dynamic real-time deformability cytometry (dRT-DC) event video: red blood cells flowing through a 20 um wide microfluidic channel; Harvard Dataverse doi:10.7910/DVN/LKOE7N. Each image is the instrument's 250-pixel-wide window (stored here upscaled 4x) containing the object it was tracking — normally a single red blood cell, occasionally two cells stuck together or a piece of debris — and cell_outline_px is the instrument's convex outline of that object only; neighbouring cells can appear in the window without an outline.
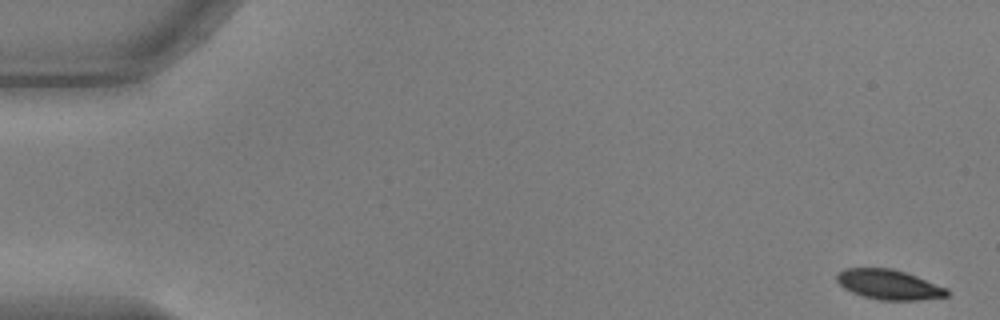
{"species": "common noctule bat (a hibernating species)", "species_latin": "Nyctalus noctula", "temperature_condition": "warm", "stored_images_in_passage": 54, "camera_frame_rate_fps": 3000, "um_per_image_px": 0.085, "animal": {"sex": "male", "body_mass_g": 17.9, "forearm_length_mm": 54.2}, "frame": {"image": 1, "passage_image": 1, "time_ms": 0.0, "image_size_px": [1000, 320], "cell_outline_px": [[948, 296], [916, 300], [880, 300], [864, 296], [852, 292], [844, 288], [836, 280], [836, 276], [844, 268], [892, 268], [916, 276], [948, 288]], "centroid_in_image_um": [75.55, 24.18], "position_along_channel_um": 9.4, "area_um2": 19.02}}
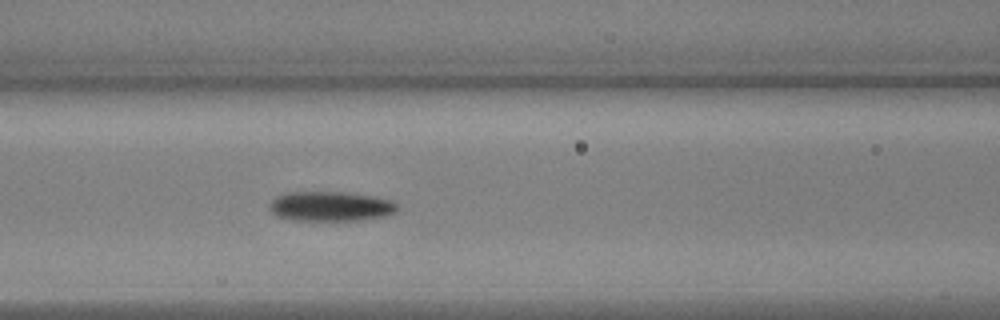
{"frame": {"image": 2, "passage_image": 23, "time_ms": 7.333, "image_size_px": [1000, 320], "cell_outline_px": [[400, 208], [396, 212], [388, 216], [356, 220], [296, 220], [280, 216], [272, 212], [268, 208], [268, 204], [276, 196], [284, 192], [344, 192], [372, 196], [392, 200], [400, 204]], "centroid_in_image_um": [28.15, 17.53], "position_along_channel_um": 138.5, "area_um2": 22.31}}
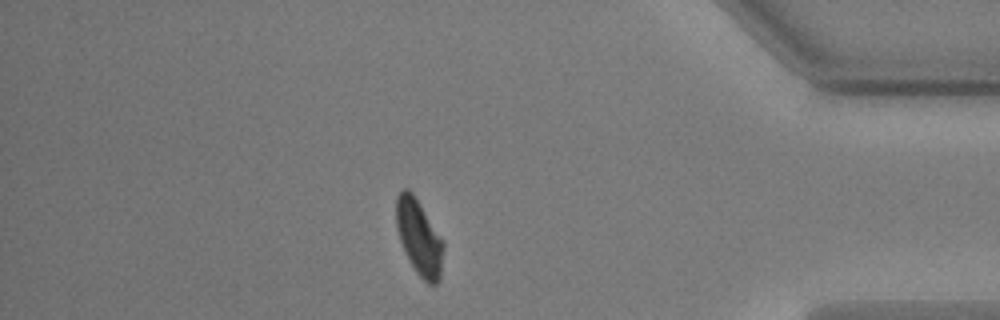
{"frame": {"image": 3, "passage_image": 47, "time_ms": 15.333, "image_size_px": [1000, 320], "cell_outline_px": [[444, 248], [440, 280], [436, 284], [428, 284], [416, 272], [408, 260], [404, 252], [396, 228], [396, 196], [404, 188], [408, 188], [416, 196], [444, 240]], "centroid_in_image_um": [35.63, 20.16], "position_along_channel_um": 399.6, "area_um2": 21.21}, "authors_computed_cell_mechanics": {"area_um2": 21.2704, "velocity_mm_per_s": 3.688, "shape_relaxation_time_tau1_ms": 3.7564, "shape_relaxation_time_tau2_ms": 3.3741, "deformation_change_tau1": 0.1317, "deformation_change_tau2": 0.0814}}